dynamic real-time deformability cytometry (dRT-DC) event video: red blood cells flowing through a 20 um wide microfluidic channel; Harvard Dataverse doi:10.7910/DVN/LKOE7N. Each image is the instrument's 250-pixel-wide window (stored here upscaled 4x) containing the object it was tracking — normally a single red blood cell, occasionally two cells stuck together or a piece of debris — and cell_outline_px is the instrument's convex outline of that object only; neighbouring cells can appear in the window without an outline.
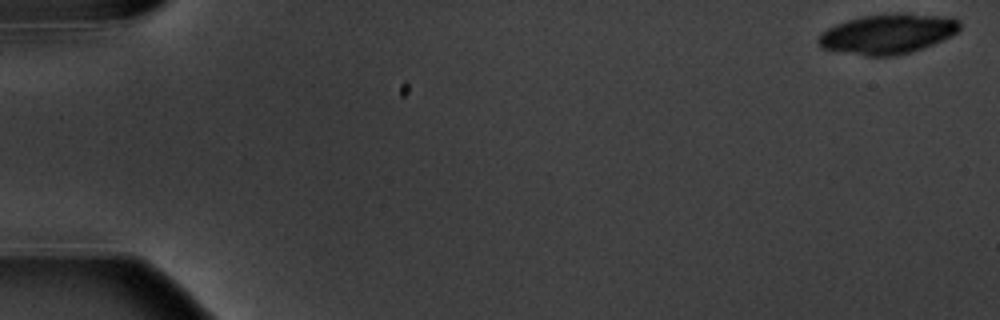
{"species": "common noctule bat (a hibernating species)", "species_latin": "Nyctalus noctula", "temperature_condition": "warm", "stored_images_in_passage": 4, "camera_frame_rate_fps": 3000, "um_per_image_px": 0.085, "animal": {"sex": "male", "body_mass_g": 20.1, "forearm_length_mm": 53.5}, "frame": {"image": 1, "passage_image": 1, "time_ms": 0.0, "image_size_px": [1000, 320], "cell_outline_px": [[960, 28], [952, 36], [932, 44], [908, 52], [892, 56], [868, 56], [820, 48], [816, 44], [816, 40], [820, 32], [836, 24], [860, 16], [900, 12], [908, 12], [944, 16], [960, 20]], "centroid_in_image_um": [75.43, 2.85], "position_along_channel_um": 9.6, "area_um2": 33.06}}